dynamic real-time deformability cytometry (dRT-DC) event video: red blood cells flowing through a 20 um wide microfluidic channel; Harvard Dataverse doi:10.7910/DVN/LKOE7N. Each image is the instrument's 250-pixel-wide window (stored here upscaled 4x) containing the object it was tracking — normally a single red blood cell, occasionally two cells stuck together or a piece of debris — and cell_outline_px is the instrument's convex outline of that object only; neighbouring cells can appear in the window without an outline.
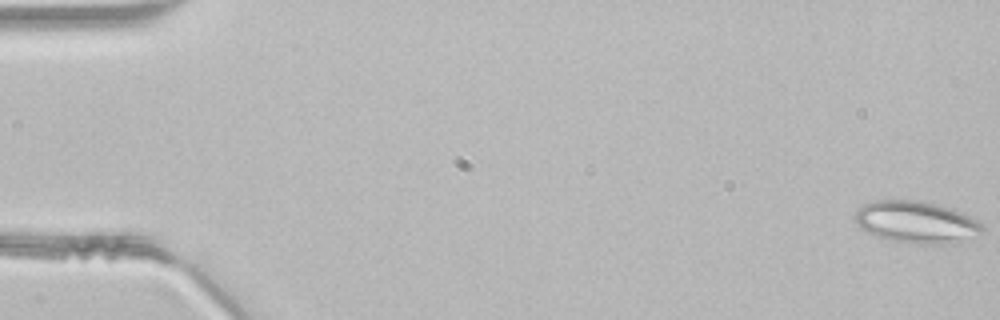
{"species": "common noctule bat (a hibernating species)", "species_latin": "Nyctalus noctula", "temperature_condition": "room temperature", "stored_images_in_passage": 47, "camera_frame_rate_fps": 3000, "um_per_image_px": 0.085, "animal": {"sex": "male", "body_mass_g": 21.5, "forearm_length_mm": 52.0}, "frame": {"image": 1, "passage_image": 1, "time_ms": 0.0, "image_size_px": [1000, 320], "cell_outline_px": [[984, 232], [960, 244], [920, 244], [892, 240], [876, 236], [868, 232], [856, 224], [852, 216], [864, 204], [872, 200], [920, 200], [952, 208], [964, 212], [976, 220], [984, 228]], "centroid_in_image_um": [77.93, 18.89], "position_along_channel_um": 7.1, "area_um2": 31.62}}
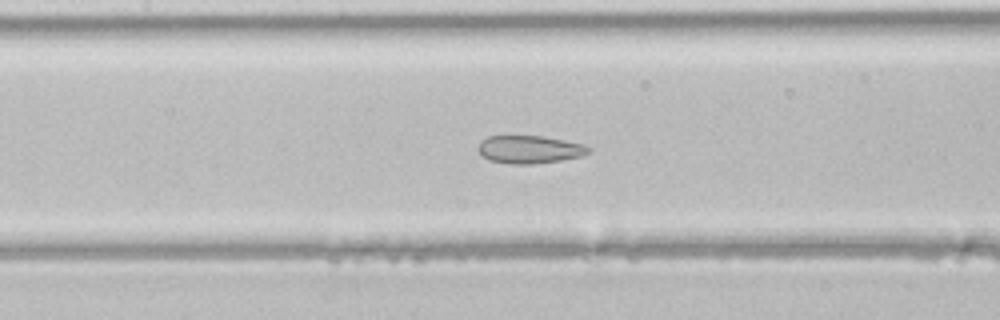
{"frame": {"image": 2, "passage_image": 22, "time_ms": 7.0, "image_size_px": [1000, 320], "cell_outline_px": [[592, 152], [580, 156], [560, 160], [532, 164], [512, 164], [488, 160], [476, 148], [480, 140], [488, 136], [540, 136], [564, 140], [584, 144], [592, 148]], "centroid_in_image_um": [45.01, 12.7], "position_along_channel_um": 162.4, "area_um2": 17.98}}
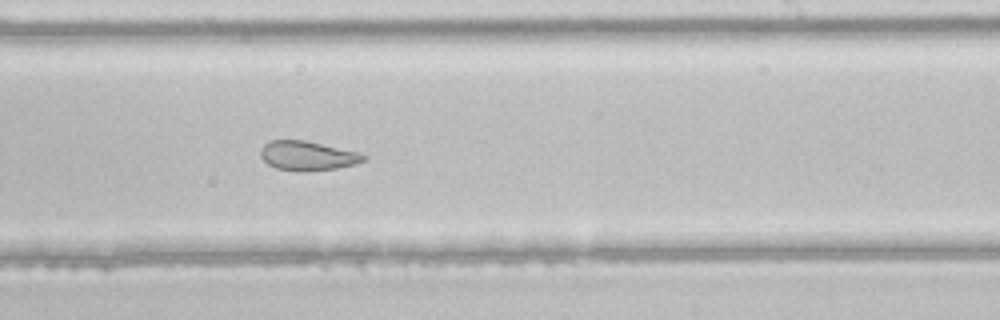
{"frame": {"image": 3, "passage_image": 29, "time_ms": 9.333, "image_size_px": [1000, 320], "cell_outline_px": [[368, 160], [356, 164], [336, 168], [300, 172], [296, 172], [276, 168], [268, 164], [260, 156], [260, 152], [264, 144], [268, 140], [304, 140], [356, 152], [368, 156]], "centroid_in_image_um": [26.13, 13.25], "position_along_channel_um": 262.9, "area_um2": 17.63}}